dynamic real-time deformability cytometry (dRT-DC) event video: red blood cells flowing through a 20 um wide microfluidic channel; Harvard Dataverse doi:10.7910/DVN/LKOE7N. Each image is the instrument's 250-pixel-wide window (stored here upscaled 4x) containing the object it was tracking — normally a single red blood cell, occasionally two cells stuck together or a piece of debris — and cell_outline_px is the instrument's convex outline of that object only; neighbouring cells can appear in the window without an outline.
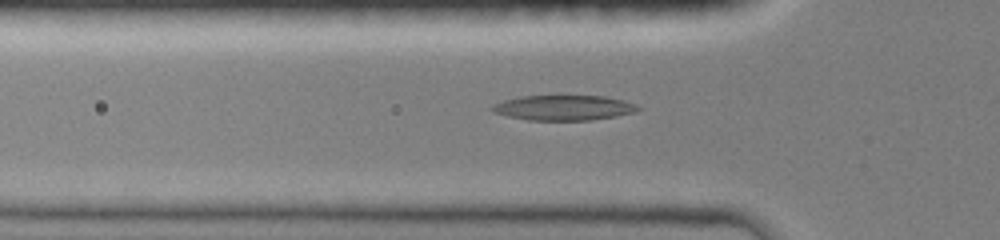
{"species": "common noctule bat (a hibernating species)", "species_latin": "Nyctalus noctula", "temperature_condition": "room temperature", "stored_images_in_passage": 37, "camera_frame_rate_fps": 3000, "um_per_image_px": 0.085, "animal": {"sex": "female", "body_mass_g": 19.0, "forearm_length_mm": 51.5}, "frame": {"image": 1, "passage_image": 11, "time_ms": 4.0, "image_size_px": [1000, 240], "cell_outline_px": [[640, 108], [632, 112], [616, 116], [588, 120], [528, 120], [508, 116], [492, 112], [488, 108], [492, 104], [504, 100], [520, 96], [604, 96], [624, 100], [636, 104]], "centroid_in_image_um": [47.85, 9.15], "position_along_channel_um": 78.0, "area_um2": 21.27}}
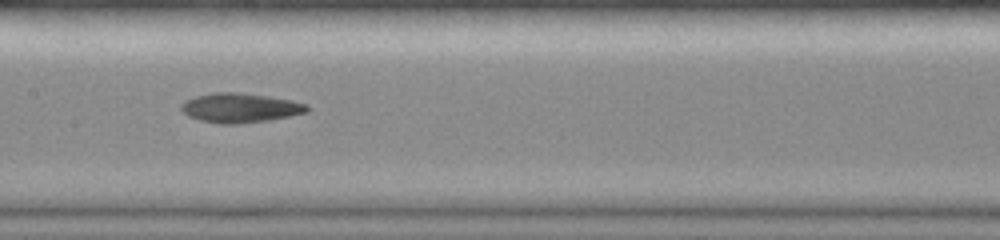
{"frame": {"image": 2, "passage_image": 18, "time_ms": 6.667, "image_size_px": [1000, 240], "cell_outline_px": [[308, 112], [268, 120], [236, 124], [220, 124], [200, 120], [188, 116], [180, 108], [180, 104], [196, 96], [216, 92], [236, 92], [268, 96], [292, 100], [308, 104]], "centroid_in_image_um": [20.42, 9.17], "position_along_channel_um": 187.0, "area_um2": 21.44}}
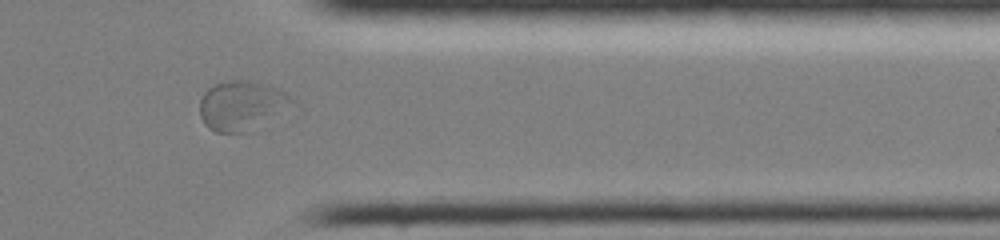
{"frame": {"image": 3, "passage_image": 30, "time_ms": 11.667, "image_size_px": [1000, 240], "cell_outline_px": [[304, 112], [300, 116], [292, 120], [256, 132], [216, 132], [208, 128], [204, 124], [200, 116], [200, 100], [204, 92], [208, 88], [216, 84], [228, 80], [248, 80], [268, 84], [292, 96], [296, 100]], "centroid_in_image_um": [20.94, 9.08], "position_along_channel_um": 390.5, "area_um2": 30.23}, "authors_computed_cell_mechanics": {"area_um2": 23.2356, "velocity_mm_per_s": 4.088, "shape_relaxation_time_tau1_ms": null, "shape_relaxation_time_tau2_ms": 2.1248, "deformation_change_tau1": null, "deformation_change_tau2": 0.0797}}